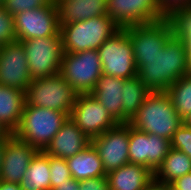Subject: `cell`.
<instances>
[{"label":"cell","mask_w":191,"mask_h":190,"mask_svg":"<svg viewBox=\"0 0 191 190\" xmlns=\"http://www.w3.org/2000/svg\"><path fill=\"white\" fill-rule=\"evenodd\" d=\"M187 54L184 40L174 34L159 52L134 55L137 76L151 92H167L175 81L186 75Z\"/></svg>","instance_id":"obj_1"},{"label":"cell","mask_w":191,"mask_h":190,"mask_svg":"<svg viewBox=\"0 0 191 190\" xmlns=\"http://www.w3.org/2000/svg\"><path fill=\"white\" fill-rule=\"evenodd\" d=\"M129 124L141 132L171 141L173 134L182 125V120L167 92H151Z\"/></svg>","instance_id":"obj_2"},{"label":"cell","mask_w":191,"mask_h":190,"mask_svg":"<svg viewBox=\"0 0 191 190\" xmlns=\"http://www.w3.org/2000/svg\"><path fill=\"white\" fill-rule=\"evenodd\" d=\"M121 27L108 15L60 25L64 53H77L98 48Z\"/></svg>","instance_id":"obj_3"},{"label":"cell","mask_w":191,"mask_h":190,"mask_svg":"<svg viewBox=\"0 0 191 190\" xmlns=\"http://www.w3.org/2000/svg\"><path fill=\"white\" fill-rule=\"evenodd\" d=\"M69 115L43 107L25 105L18 129L13 133L38 151H44Z\"/></svg>","instance_id":"obj_4"},{"label":"cell","mask_w":191,"mask_h":190,"mask_svg":"<svg viewBox=\"0 0 191 190\" xmlns=\"http://www.w3.org/2000/svg\"><path fill=\"white\" fill-rule=\"evenodd\" d=\"M79 93L60 75L34 79L25 91V105L48 108L70 116Z\"/></svg>","instance_id":"obj_5"},{"label":"cell","mask_w":191,"mask_h":190,"mask_svg":"<svg viewBox=\"0 0 191 190\" xmlns=\"http://www.w3.org/2000/svg\"><path fill=\"white\" fill-rule=\"evenodd\" d=\"M60 75L79 94L91 93L102 75L98 50L63 53Z\"/></svg>","instance_id":"obj_6"},{"label":"cell","mask_w":191,"mask_h":190,"mask_svg":"<svg viewBox=\"0 0 191 190\" xmlns=\"http://www.w3.org/2000/svg\"><path fill=\"white\" fill-rule=\"evenodd\" d=\"M21 42L25 47L32 80L60 74L64 53L60 31L54 36L28 39Z\"/></svg>","instance_id":"obj_7"},{"label":"cell","mask_w":191,"mask_h":190,"mask_svg":"<svg viewBox=\"0 0 191 190\" xmlns=\"http://www.w3.org/2000/svg\"><path fill=\"white\" fill-rule=\"evenodd\" d=\"M102 73L116 78L130 79L138 70L131 41L124 28L108 38L99 48Z\"/></svg>","instance_id":"obj_8"},{"label":"cell","mask_w":191,"mask_h":190,"mask_svg":"<svg viewBox=\"0 0 191 190\" xmlns=\"http://www.w3.org/2000/svg\"><path fill=\"white\" fill-rule=\"evenodd\" d=\"M17 41L54 36L60 31L56 2L14 16Z\"/></svg>","instance_id":"obj_9"},{"label":"cell","mask_w":191,"mask_h":190,"mask_svg":"<svg viewBox=\"0 0 191 190\" xmlns=\"http://www.w3.org/2000/svg\"><path fill=\"white\" fill-rule=\"evenodd\" d=\"M69 118L90 139L100 136L118 124L90 93L78 95Z\"/></svg>","instance_id":"obj_10"},{"label":"cell","mask_w":191,"mask_h":190,"mask_svg":"<svg viewBox=\"0 0 191 190\" xmlns=\"http://www.w3.org/2000/svg\"><path fill=\"white\" fill-rule=\"evenodd\" d=\"M103 162L106 174L129 163V123H118L115 127L91 139Z\"/></svg>","instance_id":"obj_11"},{"label":"cell","mask_w":191,"mask_h":190,"mask_svg":"<svg viewBox=\"0 0 191 190\" xmlns=\"http://www.w3.org/2000/svg\"><path fill=\"white\" fill-rule=\"evenodd\" d=\"M170 149V140L141 132L129 124V163L142 165L154 173Z\"/></svg>","instance_id":"obj_12"},{"label":"cell","mask_w":191,"mask_h":190,"mask_svg":"<svg viewBox=\"0 0 191 190\" xmlns=\"http://www.w3.org/2000/svg\"><path fill=\"white\" fill-rule=\"evenodd\" d=\"M107 15L121 28L167 19L158 0H107Z\"/></svg>","instance_id":"obj_13"},{"label":"cell","mask_w":191,"mask_h":190,"mask_svg":"<svg viewBox=\"0 0 191 190\" xmlns=\"http://www.w3.org/2000/svg\"><path fill=\"white\" fill-rule=\"evenodd\" d=\"M32 77L22 42L0 46V84L26 91Z\"/></svg>","instance_id":"obj_14"},{"label":"cell","mask_w":191,"mask_h":190,"mask_svg":"<svg viewBox=\"0 0 191 190\" xmlns=\"http://www.w3.org/2000/svg\"><path fill=\"white\" fill-rule=\"evenodd\" d=\"M124 29L130 38L134 55L155 54L174 35V27L168 18L149 24L131 25Z\"/></svg>","instance_id":"obj_15"},{"label":"cell","mask_w":191,"mask_h":190,"mask_svg":"<svg viewBox=\"0 0 191 190\" xmlns=\"http://www.w3.org/2000/svg\"><path fill=\"white\" fill-rule=\"evenodd\" d=\"M38 150L12 134L4 142L0 181L20 184Z\"/></svg>","instance_id":"obj_16"},{"label":"cell","mask_w":191,"mask_h":190,"mask_svg":"<svg viewBox=\"0 0 191 190\" xmlns=\"http://www.w3.org/2000/svg\"><path fill=\"white\" fill-rule=\"evenodd\" d=\"M91 144V139L68 118L44 150L48 155L67 159Z\"/></svg>","instance_id":"obj_17"},{"label":"cell","mask_w":191,"mask_h":190,"mask_svg":"<svg viewBox=\"0 0 191 190\" xmlns=\"http://www.w3.org/2000/svg\"><path fill=\"white\" fill-rule=\"evenodd\" d=\"M123 87L124 79L102 73L90 93L118 123H123Z\"/></svg>","instance_id":"obj_18"},{"label":"cell","mask_w":191,"mask_h":190,"mask_svg":"<svg viewBox=\"0 0 191 190\" xmlns=\"http://www.w3.org/2000/svg\"><path fill=\"white\" fill-rule=\"evenodd\" d=\"M58 9L59 25L84 21L107 15V0H54Z\"/></svg>","instance_id":"obj_19"},{"label":"cell","mask_w":191,"mask_h":190,"mask_svg":"<svg viewBox=\"0 0 191 190\" xmlns=\"http://www.w3.org/2000/svg\"><path fill=\"white\" fill-rule=\"evenodd\" d=\"M106 177L110 190H144L154 179V173L142 165L127 163Z\"/></svg>","instance_id":"obj_20"},{"label":"cell","mask_w":191,"mask_h":190,"mask_svg":"<svg viewBox=\"0 0 191 190\" xmlns=\"http://www.w3.org/2000/svg\"><path fill=\"white\" fill-rule=\"evenodd\" d=\"M25 103V91L0 84V123L12 134L19 127Z\"/></svg>","instance_id":"obj_21"},{"label":"cell","mask_w":191,"mask_h":190,"mask_svg":"<svg viewBox=\"0 0 191 190\" xmlns=\"http://www.w3.org/2000/svg\"><path fill=\"white\" fill-rule=\"evenodd\" d=\"M72 178L84 180L106 176L103 162L92 144L66 159Z\"/></svg>","instance_id":"obj_22"},{"label":"cell","mask_w":191,"mask_h":190,"mask_svg":"<svg viewBox=\"0 0 191 190\" xmlns=\"http://www.w3.org/2000/svg\"><path fill=\"white\" fill-rule=\"evenodd\" d=\"M21 190H51L49 155L38 151L30 161L22 181Z\"/></svg>","instance_id":"obj_23"},{"label":"cell","mask_w":191,"mask_h":190,"mask_svg":"<svg viewBox=\"0 0 191 190\" xmlns=\"http://www.w3.org/2000/svg\"><path fill=\"white\" fill-rule=\"evenodd\" d=\"M191 172V159L185 153L171 148L154 172V179L170 184L175 179Z\"/></svg>","instance_id":"obj_24"},{"label":"cell","mask_w":191,"mask_h":190,"mask_svg":"<svg viewBox=\"0 0 191 190\" xmlns=\"http://www.w3.org/2000/svg\"><path fill=\"white\" fill-rule=\"evenodd\" d=\"M151 93L138 76L124 79L123 87V123H129L144 100Z\"/></svg>","instance_id":"obj_25"},{"label":"cell","mask_w":191,"mask_h":190,"mask_svg":"<svg viewBox=\"0 0 191 190\" xmlns=\"http://www.w3.org/2000/svg\"><path fill=\"white\" fill-rule=\"evenodd\" d=\"M167 94L172 98L178 116L182 119L191 113V77L184 75L171 85Z\"/></svg>","instance_id":"obj_26"},{"label":"cell","mask_w":191,"mask_h":190,"mask_svg":"<svg viewBox=\"0 0 191 190\" xmlns=\"http://www.w3.org/2000/svg\"><path fill=\"white\" fill-rule=\"evenodd\" d=\"M168 19L174 27V34L184 40L187 55H191V7L176 10Z\"/></svg>","instance_id":"obj_27"},{"label":"cell","mask_w":191,"mask_h":190,"mask_svg":"<svg viewBox=\"0 0 191 190\" xmlns=\"http://www.w3.org/2000/svg\"><path fill=\"white\" fill-rule=\"evenodd\" d=\"M49 168L51 190L58 186V183L68 181L72 176L66 159L49 155Z\"/></svg>","instance_id":"obj_28"},{"label":"cell","mask_w":191,"mask_h":190,"mask_svg":"<svg viewBox=\"0 0 191 190\" xmlns=\"http://www.w3.org/2000/svg\"><path fill=\"white\" fill-rule=\"evenodd\" d=\"M53 0H5L2 6L13 17L23 11L48 6Z\"/></svg>","instance_id":"obj_29"},{"label":"cell","mask_w":191,"mask_h":190,"mask_svg":"<svg viewBox=\"0 0 191 190\" xmlns=\"http://www.w3.org/2000/svg\"><path fill=\"white\" fill-rule=\"evenodd\" d=\"M17 41L14 17L0 5V46Z\"/></svg>","instance_id":"obj_30"},{"label":"cell","mask_w":191,"mask_h":190,"mask_svg":"<svg viewBox=\"0 0 191 190\" xmlns=\"http://www.w3.org/2000/svg\"><path fill=\"white\" fill-rule=\"evenodd\" d=\"M171 148L182 151L191 159V129L181 125L173 134Z\"/></svg>","instance_id":"obj_31"},{"label":"cell","mask_w":191,"mask_h":190,"mask_svg":"<svg viewBox=\"0 0 191 190\" xmlns=\"http://www.w3.org/2000/svg\"><path fill=\"white\" fill-rule=\"evenodd\" d=\"M160 10L168 18L176 10L191 7V0H158Z\"/></svg>","instance_id":"obj_32"},{"label":"cell","mask_w":191,"mask_h":190,"mask_svg":"<svg viewBox=\"0 0 191 190\" xmlns=\"http://www.w3.org/2000/svg\"><path fill=\"white\" fill-rule=\"evenodd\" d=\"M79 190H110L106 176L80 180Z\"/></svg>","instance_id":"obj_33"},{"label":"cell","mask_w":191,"mask_h":190,"mask_svg":"<svg viewBox=\"0 0 191 190\" xmlns=\"http://www.w3.org/2000/svg\"><path fill=\"white\" fill-rule=\"evenodd\" d=\"M170 186L175 190H191V172L175 179Z\"/></svg>","instance_id":"obj_34"},{"label":"cell","mask_w":191,"mask_h":190,"mask_svg":"<svg viewBox=\"0 0 191 190\" xmlns=\"http://www.w3.org/2000/svg\"><path fill=\"white\" fill-rule=\"evenodd\" d=\"M80 180L70 178L66 182L58 183V186L52 190H79Z\"/></svg>","instance_id":"obj_35"},{"label":"cell","mask_w":191,"mask_h":190,"mask_svg":"<svg viewBox=\"0 0 191 190\" xmlns=\"http://www.w3.org/2000/svg\"><path fill=\"white\" fill-rule=\"evenodd\" d=\"M144 190H169V184L153 179Z\"/></svg>","instance_id":"obj_36"},{"label":"cell","mask_w":191,"mask_h":190,"mask_svg":"<svg viewBox=\"0 0 191 190\" xmlns=\"http://www.w3.org/2000/svg\"><path fill=\"white\" fill-rule=\"evenodd\" d=\"M0 190H21L20 184L0 181Z\"/></svg>","instance_id":"obj_37"},{"label":"cell","mask_w":191,"mask_h":190,"mask_svg":"<svg viewBox=\"0 0 191 190\" xmlns=\"http://www.w3.org/2000/svg\"><path fill=\"white\" fill-rule=\"evenodd\" d=\"M12 133L0 123V143H4Z\"/></svg>","instance_id":"obj_38"},{"label":"cell","mask_w":191,"mask_h":190,"mask_svg":"<svg viewBox=\"0 0 191 190\" xmlns=\"http://www.w3.org/2000/svg\"><path fill=\"white\" fill-rule=\"evenodd\" d=\"M181 120H182V125L191 129V113L184 116Z\"/></svg>","instance_id":"obj_39"},{"label":"cell","mask_w":191,"mask_h":190,"mask_svg":"<svg viewBox=\"0 0 191 190\" xmlns=\"http://www.w3.org/2000/svg\"><path fill=\"white\" fill-rule=\"evenodd\" d=\"M186 75L191 77V55H187V70Z\"/></svg>","instance_id":"obj_40"},{"label":"cell","mask_w":191,"mask_h":190,"mask_svg":"<svg viewBox=\"0 0 191 190\" xmlns=\"http://www.w3.org/2000/svg\"><path fill=\"white\" fill-rule=\"evenodd\" d=\"M3 152H4V143H0V171H1V164L3 160Z\"/></svg>","instance_id":"obj_41"},{"label":"cell","mask_w":191,"mask_h":190,"mask_svg":"<svg viewBox=\"0 0 191 190\" xmlns=\"http://www.w3.org/2000/svg\"><path fill=\"white\" fill-rule=\"evenodd\" d=\"M5 0H0V5H2L4 3Z\"/></svg>","instance_id":"obj_42"},{"label":"cell","mask_w":191,"mask_h":190,"mask_svg":"<svg viewBox=\"0 0 191 190\" xmlns=\"http://www.w3.org/2000/svg\"><path fill=\"white\" fill-rule=\"evenodd\" d=\"M169 190H175V189H173V188L170 186V184H169Z\"/></svg>","instance_id":"obj_43"}]
</instances>
